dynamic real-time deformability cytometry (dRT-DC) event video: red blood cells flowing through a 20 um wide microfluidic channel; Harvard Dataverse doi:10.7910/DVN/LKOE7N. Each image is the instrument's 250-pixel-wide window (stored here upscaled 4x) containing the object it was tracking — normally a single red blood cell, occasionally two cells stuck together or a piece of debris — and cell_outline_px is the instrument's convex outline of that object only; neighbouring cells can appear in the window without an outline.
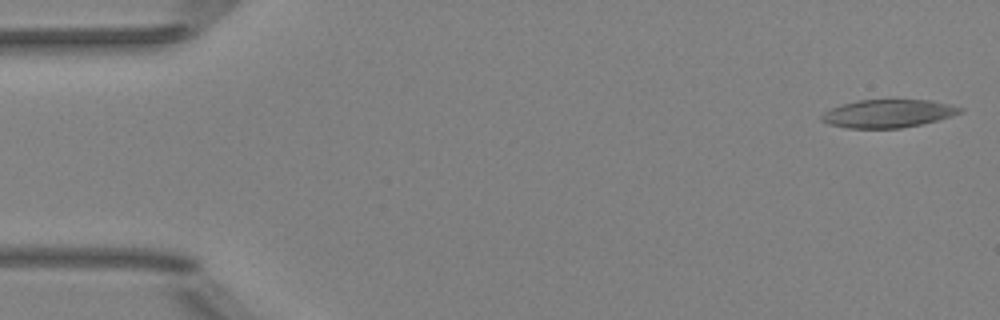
{"species": "Egyptian fruit bat (a non-hibernating species)", "species_latin": "Rousettus aegyptiacus", "temperature_condition": "room temperature", "stored_images_in_passage": 51, "camera_frame_rate_fps": 3000, "um_per_image_px": 0.085, "animal": {"sex": "female"}, "frame": {"image": 1, "passage_image": 1, "time_ms": 0.0, "image_size_px": [1000, 320], "cell_outline_px": [[964, 112], [936, 120], [920, 124], [900, 128], [848, 128], [828, 124], [820, 120], [820, 116], [824, 112], [832, 108], [844, 104], [860, 100], [932, 100], [964, 108]], "centroid_in_image_um": [75.48, 9.65], "position_along_channel_um": 9.5, "area_um2": 22.43}}
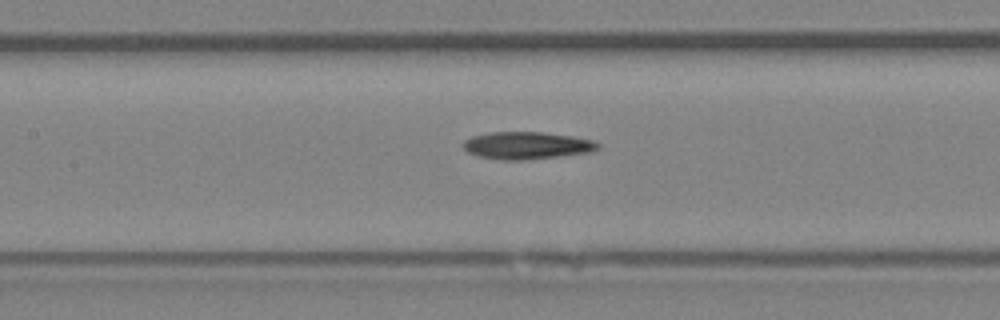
{"frame": {"image": 2, "passage_image": 23, "time_ms": 7.333, "image_size_px": [1000, 320], "cell_outline_px": [[600, 148], [592, 152], [560, 156], [524, 160], [500, 160], [480, 156], [468, 152], [460, 144], [464, 140], [472, 136], [488, 132], [544, 132], [572, 136], [596, 140], [600, 144]], "centroid_in_image_um": [44.8, 12.36], "position_along_channel_um": 162.6, "area_um2": 21.73}}
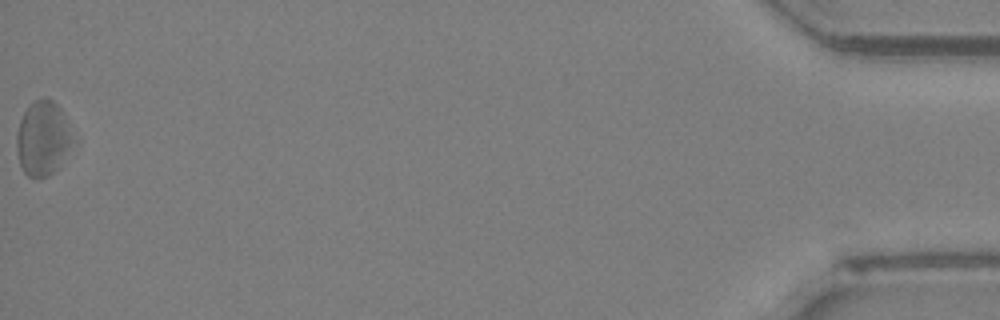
{"frame": {"image": 3, "passage_image": 51, "time_ms": 16.667, "image_size_px": [1000, 320], "cell_outline_px": [[68, 144], [52, 172], [48, 176], [36, 180], [28, 176], [24, 172], [20, 164], [16, 148], [16, 136], [20, 120], [24, 112], [36, 100], [44, 96], [52, 100], [60, 108], [64, 120], [68, 136]], "centroid_in_image_um": [3.5, 11.76], "position_along_channel_um": 431.7, "area_um2": 22.83}, "authors_computed_cell_mechanics": {"area_um2": 22.3108, "velocity_mm_per_s": 3.9806, "shape_relaxation_time_tau1_ms": null, "shape_relaxation_time_tau2_ms": 5.829, "deformation_change_tau1": null, "deformation_change_tau2": 0.2075}}